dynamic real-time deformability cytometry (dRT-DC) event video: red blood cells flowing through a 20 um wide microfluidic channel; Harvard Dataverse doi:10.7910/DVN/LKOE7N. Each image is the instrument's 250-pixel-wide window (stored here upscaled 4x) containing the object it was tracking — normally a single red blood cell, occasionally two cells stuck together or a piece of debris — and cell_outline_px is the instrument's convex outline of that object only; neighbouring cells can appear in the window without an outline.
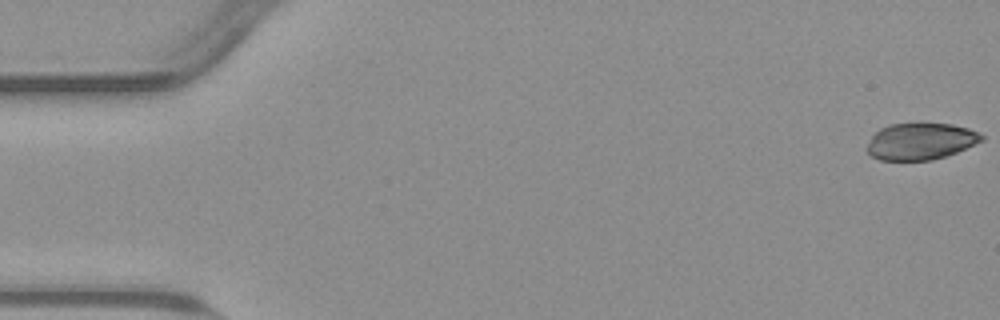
{"species": "common noctule bat (a hibernating species)", "species_latin": "Nyctalus noctula", "temperature_condition": "warm", "stored_images_in_passage": 55, "camera_frame_rate_fps": 3000, "um_per_image_px": 0.085, "animal": {"sex": "male", "body_mass_g": 23.1, "forearm_length_mm": 52.7}, "frame": {"image": 1, "passage_image": 1, "time_ms": 0.0, "image_size_px": [1000, 320], "cell_outline_px": [[984, 140], [956, 152], [932, 160], [880, 160], [872, 156], [868, 152], [868, 144], [872, 136], [880, 128], [888, 124], [952, 124], [968, 128], [980, 132], [984, 136]], "centroid_in_image_um": [78.27, 12.01], "position_along_channel_um": 6.7, "area_um2": 24.28}}
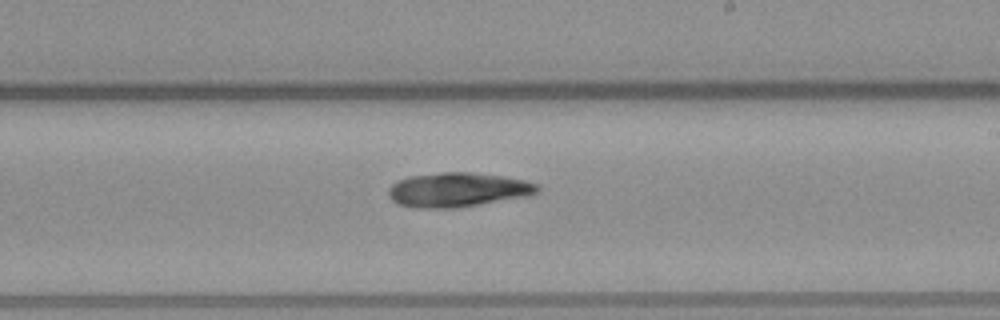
{"frame": {"image": 2, "passage_image": 32, "time_ms": 10.333, "image_size_px": [1000, 320], "cell_outline_px": [[540, 188], [536, 192], [528, 196], [456, 208], [416, 208], [396, 204], [388, 196], [388, 188], [392, 184], [408, 176], [440, 172], [472, 172], [504, 176], [524, 180], [540, 184]], "centroid_in_image_um": [38.89, 16.13], "position_along_channel_um": 250.1, "area_um2": 30.06}}
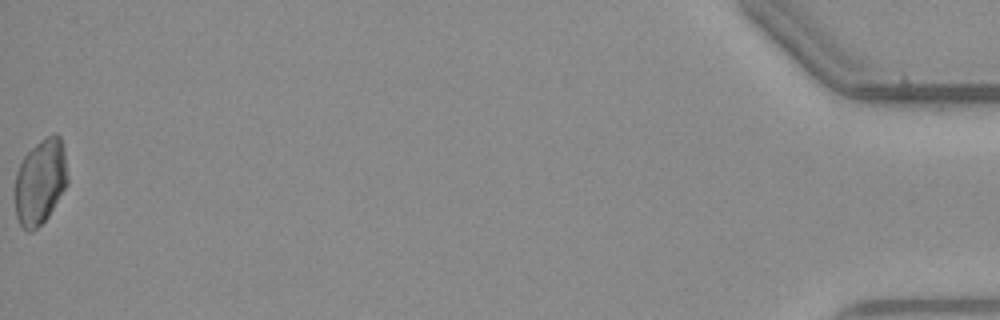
{"frame": {"image": 3, "passage_image": 55, "time_ms": 18.0, "image_size_px": [1000, 320], "cell_outline_px": [[68, 184], [48, 216], [32, 232], [28, 232], [20, 224], [16, 216], [12, 192], [16, 172], [24, 156], [40, 140], [56, 132], [60, 136], [64, 148], [68, 176]], "centroid_in_image_um": [3.4, 15.45], "position_along_channel_um": 431.8, "area_um2": 26.7}}